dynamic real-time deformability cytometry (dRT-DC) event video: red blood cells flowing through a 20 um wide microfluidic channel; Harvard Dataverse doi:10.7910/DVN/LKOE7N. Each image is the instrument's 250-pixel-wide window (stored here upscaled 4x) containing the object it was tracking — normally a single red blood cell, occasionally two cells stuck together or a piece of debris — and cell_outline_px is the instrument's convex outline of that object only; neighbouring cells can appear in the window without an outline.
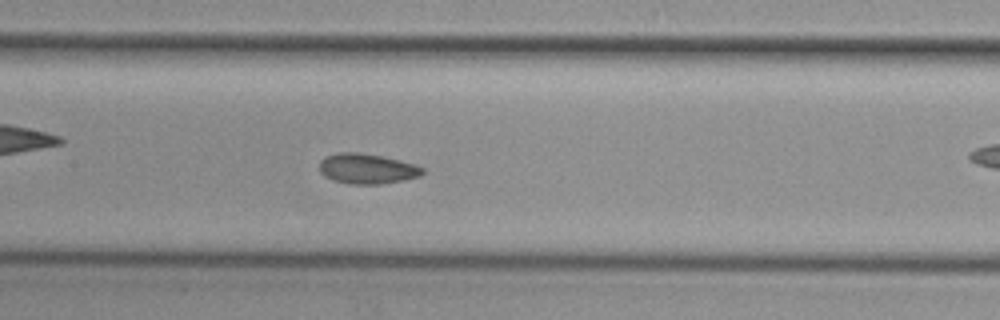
{"species": "common noctule bat (a hibernating species)", "species_latin": "Nyctalus noctula", "temperature_condition": "cold", "stored_images_in_passage": 36, "camera_frame_rate_fps": 3000, "um_per_image_px": 0.085, "animal": {"sex": "female", "body_mass_g": 29.2, "forearm_length_mm": 56.3}, "frame": {"image": 1, "passage_image": 16, "time_ms": 5.0, "image_size_px": [1000, 320], "cell_outline_px": [[424, 172], [420, 176], [404, 180], [380, 184], [348, 184], [332, 180], [324, 176], [320, 172], [320, 160], [324, 156], [340, 152], [356, 152], [380, 156], [400, 160], [416, 164], [424, 168]], "centroid_in_image_um": [31.19, 14.34], "position_along_channel_um": 176.2, "area_um2": 18.26}}
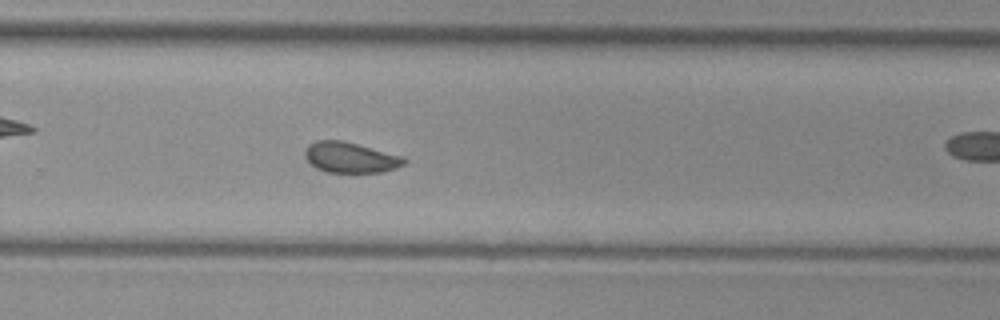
{"frame": {"image": 2, "passage_image": 26, "time_ms": 8.333, "image_size_px": [1000, 320], "cell_outline_px": [[408, 160], [404, 164], [396, 168], [380, 172], [324, 172], [316, 168], [304, 156], [304, 152], [308, 144], [316, 140], [344, 140], [404, 156]], "centroid_in_image_um": [29.79, 13.37], "position_along_channel_um": 300.0, "area_um2": 17.86}, "authors_computed_cell_mechanics": {"area_um2": 17.8602, "velocity_mm_per_s": 3.7272, "shape_relaxation_time_tau1_ms": null, "shape_relaxation_time_tau2_ms": 2.4315, "deformation_change_tau1": null, "deformation_change_tau2": 0.0675}}